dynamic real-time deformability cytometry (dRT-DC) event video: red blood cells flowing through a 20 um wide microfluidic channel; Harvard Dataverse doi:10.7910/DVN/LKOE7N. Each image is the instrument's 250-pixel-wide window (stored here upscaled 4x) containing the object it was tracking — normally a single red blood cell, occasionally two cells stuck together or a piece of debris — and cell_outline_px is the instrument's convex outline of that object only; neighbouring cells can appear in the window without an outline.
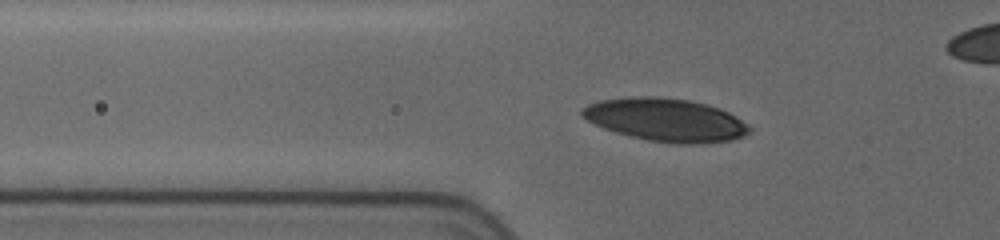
{"species": "human", "species_latin": "Homo sapiens", "temperature_condition": "cold", "stored_images_in_passage": 12, "segment_of_instrument_passage": [1, 2], "camera_frame_rate_fps": 3000, "um_per_image_px": 0.085, "donor": {"sex": "female"}, "frame": {"image": 1, "passage_image": 9, "time_ms": 5.667, "image_size_px": [1000, 240], "cell_outline_px": [[752, 128], [744, 136], [732, 140], [700, 144], [676, 144], [648, 140], [616, 132], [604, 128], [580, 116], [580, 108], [588, 104], [600, 100], [632, 96], [656, 96], [688, 100], [720, 108], [736, 116], [748, 124]], "centroid_in_image_um": [56.59, 10.19], "position_along_channel_um": 69.2, "area_um2": 42.02}}